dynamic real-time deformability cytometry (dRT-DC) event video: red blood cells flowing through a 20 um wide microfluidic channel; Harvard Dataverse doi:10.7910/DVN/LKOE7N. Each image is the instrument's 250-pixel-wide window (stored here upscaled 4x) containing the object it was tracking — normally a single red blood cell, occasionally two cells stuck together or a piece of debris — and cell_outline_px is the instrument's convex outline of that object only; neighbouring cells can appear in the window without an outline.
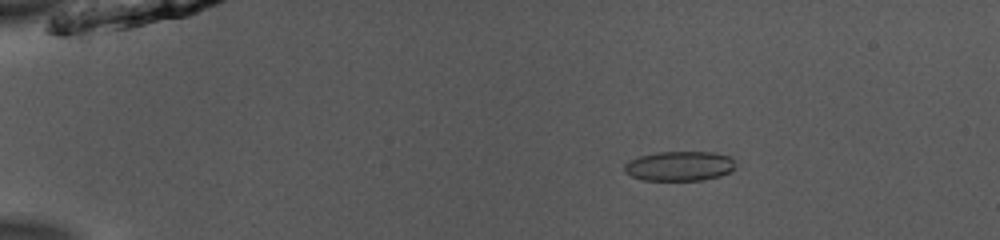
{"species": "common noctule bat (a hibernating species)", "species_latin": "Nyctalus noctula", "temperature_condition": "room temperature", "stored_images_in_passage": 49, "camera_frame_rate_fps": 3000, "um_per_image_px": 0.085, "animal": {"sex": "male", "body_mass_g": 13.0, "forearm_length_mm": 53.1}, "frame": {"image": 1, "passage_image": 7, "time_ms": 2.0, "image_size_px": [1000, 240], "cell_outline_px": [[736, 168], [720, 176], [704, 180], [644, 180], [632, 176], [624, 172], [624, 164], [628, 160], [640, 156], [656, 152], [712, 152], [728, 156], [732, 160]], "centroid_in_image_um": [57.72, 14.11], "position_along_channel_um": 27.3, "area_um2": 19.19}}
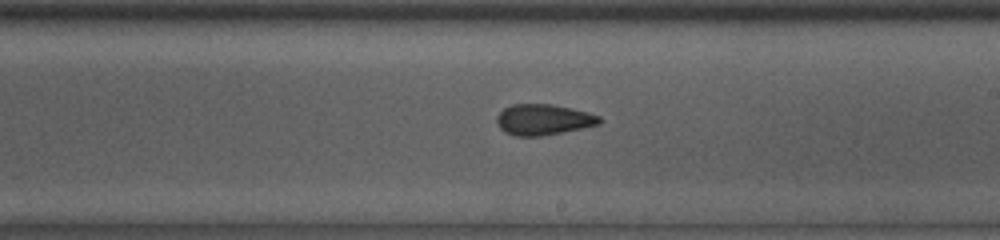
{"frame": {"image": 2, "passage_image": 29, "time_ms": 9.333, "image_size_px": [1000, 240], "cell_outline_px": [[604, 120], [600, 124], [540, 136], [516, 136], [504, 132], [500, 128], [496, 120], [496, 116], [504, 108], [512, 104], [552, 104], [600, 116]], "centroid_in_image_um": [46.15, 10.17], "position_along_channel_um": 242.9, "area_um2": 18.21}}
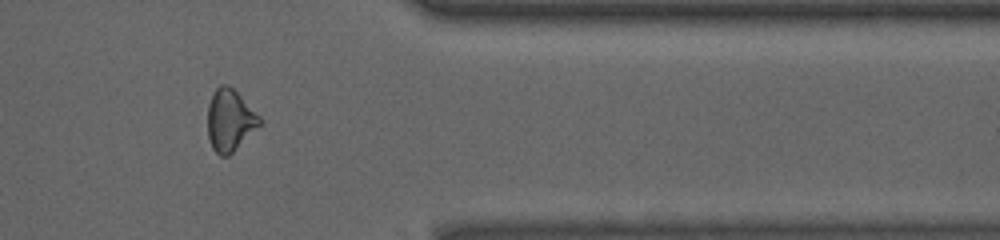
{"frame": {"image": 3, "passage_image": 41, "time_ms": 13.333, "image_size_px": [1000, 240], "cell_outline_px": [[260, 124], [228, 156], [220, 156], [212, 148], [208, 136], [208, 104], [216, 88], [220, 84], [228, 84], [260, 116]], "centroid_in_image_um": [19.51, 10.21], "position_along_channel_um": 391.9, "area_um2": 18.26}, "authors_computed_cell_mechanics": {"area_um2": 19.0162, "velocity_mm_per_s": 3.9701, "shape_relaxation_time_tau1_ms": 8.9385, "shape_relaxation_time_tau2_ms": 2.7603, "deformation_change_tau1": 0.1604, "deformation_change_tau2": 0.1061}}